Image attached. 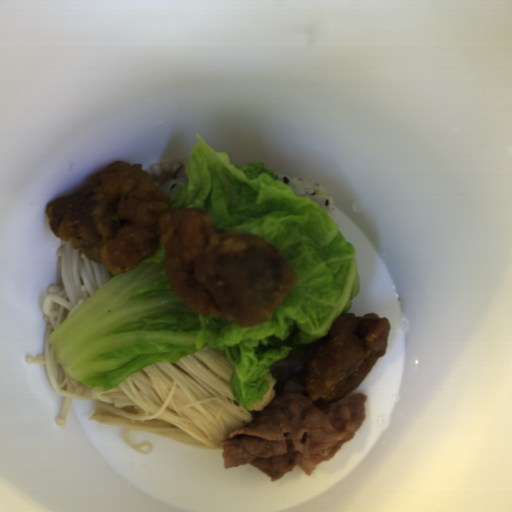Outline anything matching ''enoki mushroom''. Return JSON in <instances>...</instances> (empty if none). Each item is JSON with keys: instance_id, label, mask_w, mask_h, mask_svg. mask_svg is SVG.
<instances>
[{"instance_id": "enoki-mushroom-1", "label": "enoki mushroom", "mask_w": 512, "mask_h": 512, "mask_svg": "<svg viewBox=\"0 0 512 512\" xmlns=\"http://www.w3.org/2000/svg\"><path fill=\"white\" fill-rule=\"evenodd\" d=\"M56 283L40 291L38 304L45 325L44 352L26 354V364L42 365L50 388L61 397L55 423L66 425L71 401L90 402L86 420L123 428L130 448L142 455L153 451L145 440L135 444L131 431H147L203 450H224L235 429L254 421L253 413L236 402L230 387L233 363L223 350L207 345L178 362L164 361L130 375L105 391L103 385L87 386L68 376L49 342L54 332L89 296L112 277V272L91 260L82 250L60 239Z\"/></svg>"}, {"instance_id": "enoki-mushroom-2", "label": "enoki mushroom", "mask_w": 512, "mask_h": 512, "mask_svg": "<svg viewBox=\"0 0 512 512\" xmlns=\"http://www.w3.org/2000/svg\"><path fill=\"white\" fill-rule=\"evenodd\" d=\"M175 165L177 164L153 163L150 167L146 169L147 175L149 179L153 182V184L159 189L160 186L168 179L175 178L171 173V169Z\"/></svg>"}, {"instance_id": "enoki-mushroom-3", "label": "enoki mushroom", "mask_w": 512, "mask_h": 512, "mask_svg": "<svg viewBox=\"0 0 512 512\" xmlns=\"http://www.w3.org/2000/svg\"><path fill=\"white\" fill-rule=\"evenodd\" d=\"M265 380H270L269 390L264 393L263 399L260 403L252 404L250 406V409H252L253 411L263 412L277 395V391L274 388V385L277 383V378L273 377L272 374L269 372L267 373Z\"/></svg>"}]
</instances>
